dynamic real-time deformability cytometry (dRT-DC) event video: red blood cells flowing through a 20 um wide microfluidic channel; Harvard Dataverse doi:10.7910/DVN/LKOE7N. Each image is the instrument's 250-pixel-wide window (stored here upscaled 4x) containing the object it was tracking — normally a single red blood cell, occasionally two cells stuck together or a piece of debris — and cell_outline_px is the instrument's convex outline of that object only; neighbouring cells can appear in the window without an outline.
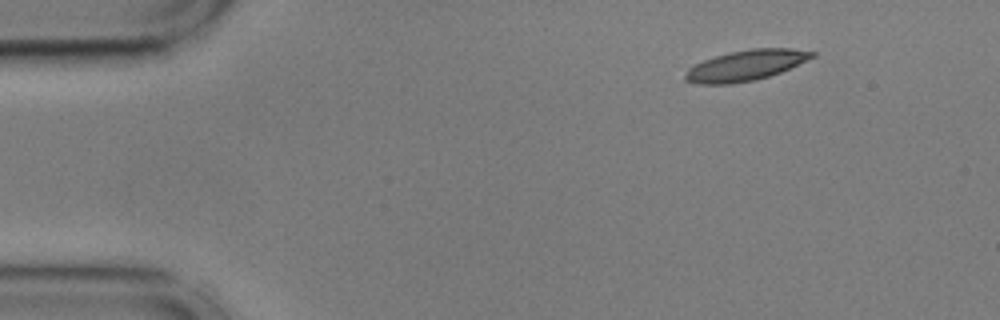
{"species": "common noctule bat (a hibernating species)", "species_latin": "Nyctalus noctula", "temperature_condition": "cold", "stored_images_in_passage": 43, "camera_frame_rate_fps": 3000, "um_per_image_px": 0.085, "animal": {"sex": "male", "body_mass_g": 17.9, "forearm_length_mm": 54.2}, "frame": {"image": 1, "passage_image": 1, "time_ms": 0.0, "image_size_px": [1000, 320], "cell_outline_px": [[816, 56], [780, 72], [768, 76], [752, 80], [732, 84], [700, 84], [684, 80], [684, 76], [688, 68], [704, 60], [728, 52], [752, 48], [792, 48], [816, 52]], "centroid_in_image_um": [63.39, 5.55], "position_along_channel_um": 21.6, "area_um2": 22.43}}
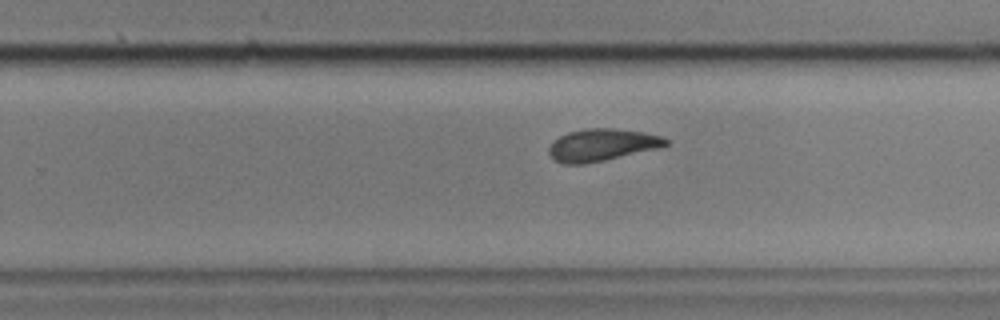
{"frame": {"image": 2, "passage_image": 29, "time_ms": 9.333, "image_size_px": [1000, 320], "cell_outline_px": [[668, 144], [656, 148], [604, 160], [584, 164], [564, 164], [556, 160], [548, 152], [548, 148], [552, 140], [568, 132], [584, 128], [612, 128], [644, 132], [660, 136], [668, 140]], "centroid_in_image_um": [51.1, 12.3], "position_along_channel_um": 278.7, "area_um2": 21.68}}
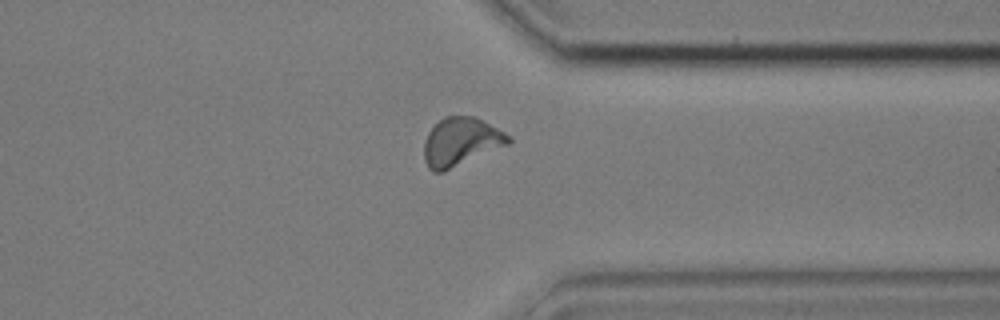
{"frame": {"image": 3, "passage_image": 37, "time_ms": 12.0, "image_size_px": [1000, 320], "cell_outline_px": [[512, 140], [508, 144], [444, 172], [432, 172], [428, 168], [424, 160], [424, 144], [428, 132], [444, 116], [472, 116], [512, 136]], "centroid_in_image_um": [39.15, 12.07], "position_along_channel_um": 372.3, "area_um2": 23.52}, "authors_computed_cell_mechanics": {"area_um2": 22.542, "velocity_mm_per_s": 3.5954, "shape_relaxation_time_tau1_ms": 6.016, "shape_relaxation_time_tau2_ms": 4.5706, "deformation_change_tau1": 0.1716, "deformation_change_tau2": 0.1174}}